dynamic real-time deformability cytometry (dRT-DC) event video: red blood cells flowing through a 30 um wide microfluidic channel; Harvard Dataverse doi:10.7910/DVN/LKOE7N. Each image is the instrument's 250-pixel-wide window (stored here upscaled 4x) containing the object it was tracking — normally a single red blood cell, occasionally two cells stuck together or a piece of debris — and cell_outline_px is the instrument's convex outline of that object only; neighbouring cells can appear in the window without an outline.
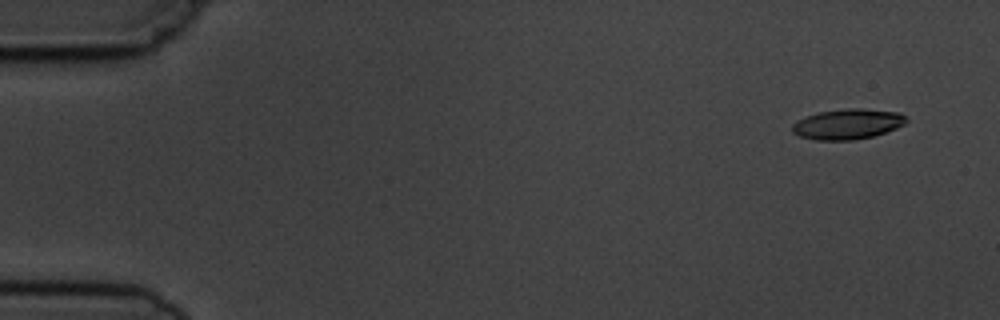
{"species": "common noctule bat (a hibernating species)", "species_latin": "Nyctalus noctula", "temperature_condition": "cold", "stored_images_in_passage": 4, "camera_frame_rate_fps": 3000, "um_per_image_px": 0.085, "animal": {"sex": "male", "body_mass_g": 19.5, "forearm_length_mm": 54.6}, "frame": {"image": 1, "passage_image": 1, "time_ms": 0.0, "image_size_px": [1000, 320], "cell_outline_px": [[908, 120], [904, 124], [896, 128], [872, 136], [852, 140], [816, 140], [800, 136], [792, 132], [792, 124], [796, 120], [804, 116], [816, 112], [844, 108], [860, 108], [900, 112]], "centroid_in_image_um": [72.0, 10.53], "position_along_channel_um": 13.0, "area_um2": 20.29}}